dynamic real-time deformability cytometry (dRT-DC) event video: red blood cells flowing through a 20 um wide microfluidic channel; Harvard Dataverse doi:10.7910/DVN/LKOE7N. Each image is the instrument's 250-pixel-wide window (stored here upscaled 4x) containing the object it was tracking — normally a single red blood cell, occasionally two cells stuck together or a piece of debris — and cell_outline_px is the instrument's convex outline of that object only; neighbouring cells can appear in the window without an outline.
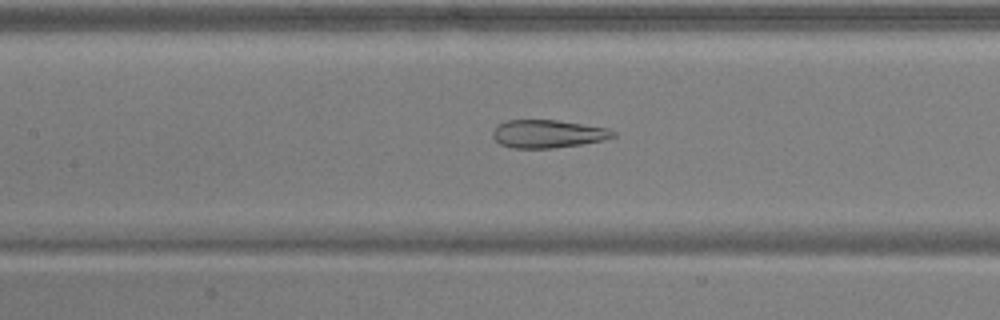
{"species": "common noctule bat (a hibernating species)", "species_latin": "Nyctalus noctula", "temperature_condition": "warm", "stored_images_in_passage": 46, "camera_frame_rate_fps": 3000, "um_per_image_px": 0.085, "animal": {"sex": "male", "body_mass_g": 17.9, "forearm_length_mm": 54.2}, "frame": {"image": 1, "passage_image": 19, "time_ms": 6.0, "image_size_px": [1000, 320], "cell_outline_px": [[616, 136], [604, 140], [580, 144], [552, 148], [512, 148], [500, 144], [492, 136], [492, 132], [500, 124], [508, 120], [556, 120], [608, 128], [616, 132]], "centroid_in_image_um": [46.58, 11.38], "position_along_channel_um": 160.8, "area_um2": 19.48}}
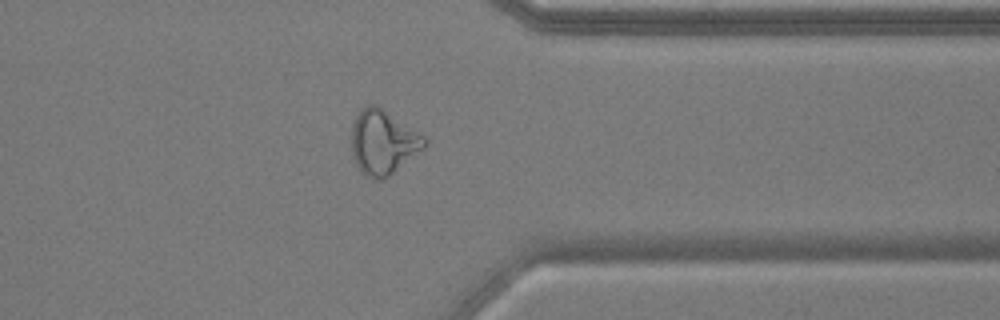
{"frame": {"image": 2, "passage_image": 36, "time_ms": 11.667, "image_size_px": [1000, 320], "cell_outline_px": [[428, 144], [424, 148], [388, 176], [380, 180], [376, 180], [364, 176], [360, 172], [352, 156], [352, 124], [360, 108], [364, 104], [376, 104], [424, 136], [428, 140]], "centroid_in_image_um": [32.53, 12.08], "position_along_channel_um": 378.9, "area_um2": 27.4}}
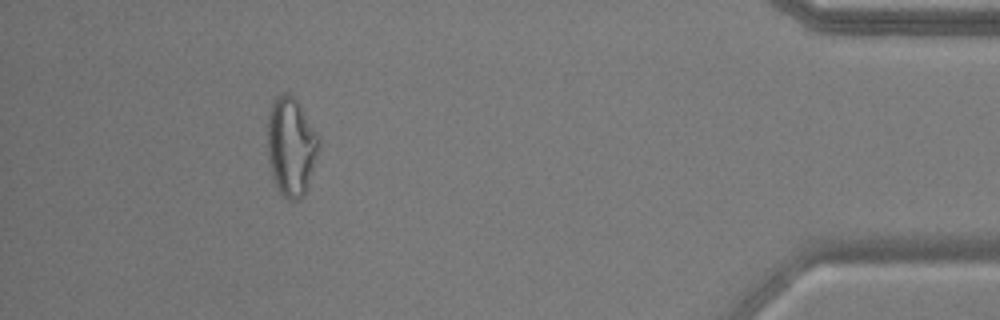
{"frame": {"image": 3, "passage_image": 42, "time_ms": 13.667, "image_size_px": [1000, 320], "cell_outline_px": [[320, 144], [304, 196], [300, 200], [288, 200], [276, 188], [272, 180], [268, 164], [268, 112], [272, 100], [276, 96], [284, 92], [288, 92], [300, 104], [316, 132], [320, 140]], "centroid_in_image_um": [24.71, 12.45], "position_along_channel_um": 410.5, "area_um2": 29.77}, "authors_computed_cell_mechanics": {"area_um2": 26.4724, "velocity_mm_per_s": 3.9448, "shape_relaxation_time_tau1_ms": null, "shape_relaxation_time_tau2_ms": 1.6971, "deformation_change_tau1": null, "deformation_change_tau2": 0.0708}}